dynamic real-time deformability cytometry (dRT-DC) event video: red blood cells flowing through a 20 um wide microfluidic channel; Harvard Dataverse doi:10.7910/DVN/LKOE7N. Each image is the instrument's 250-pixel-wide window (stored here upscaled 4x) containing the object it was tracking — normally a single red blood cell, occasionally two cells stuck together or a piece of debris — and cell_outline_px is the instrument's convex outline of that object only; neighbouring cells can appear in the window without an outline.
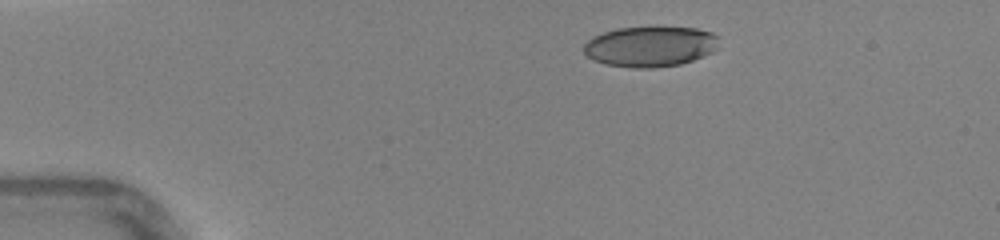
{"species": "human", "species_latin": "Homo sapiens", "temperature_condition": "warm", "stored_images_in_passage": 38, "camera_frame_rate_fps": 3000, "um_per_image_px": 0.085, "donor": {"sex": "female"}, "frame": {"image": 1, "passage_image": 1, "time_ms": 0.0, "image_size_px": [1000, 240], "cell_outline_px": [[720, 48], [712, 52], [692, 60], [680, 64], [652, 68], [632, 68], [604, 64], [592, 60], [584, 52], [584, 44], [592, 36], [604, 32], [620, 28], [696, 28], [712, 32], [720, 36]], "centroid_in_image_um": [55.3, 3.96], "position_along_channel_um": 29.7, "area_um2": 31.96}}
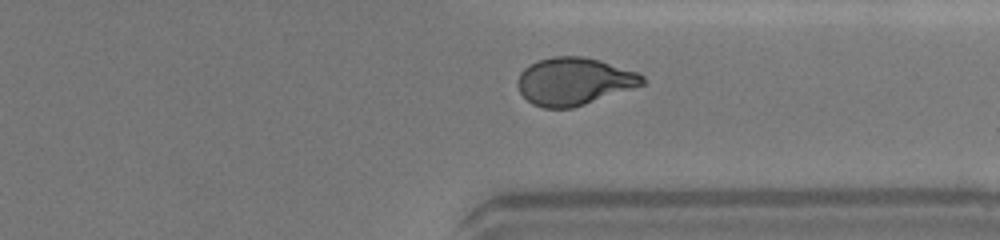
{"frame": {"image": 2, "passage_image": 28, "time_ms": 9.0, "image_size_px": [1000, 240], "cell_outline_px": [[648, 80], [644, 84], [572, 108], [544, 108], [532, 104], [520, 92], [516, 84], [520, 72], [528, 64], [552, 56], [580, 56], [600, 60], [640, 72]], "centroid_in_image_um": [48.8, 6.9], "position_along_channel_um": 362.6, "area_um2": 34.62}}
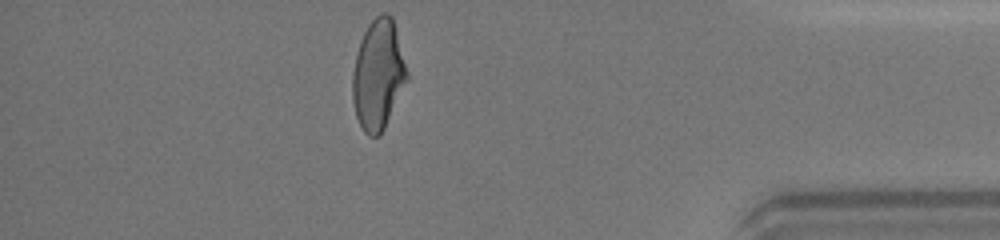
{"frame": {"image": 3, "passage_image": 33, "time_ms": 10.667, "image_size_px": [1000, 240], "cell_outline_px": [[408, 80], [380, 136], [368, 136], [364, 132], [356, 116], [352, 100], [352, 72], [360, 40], [368, 24], [380, 12], [384, 12], [392, 16], [408, 72]], "centroid_in_image_um": [32.14, 6.35], "position_along_channel_um": 403.1, "area_um2": 34.91}, "authors_computed_cell_mechanics": {"area_um2": 34.5644, "velocity_mm_per_s": 4.4251, "shape_relaxation_time_tau1_ms": 7.3074, "shape_relaxation_time_tau2_ms": 1.0311, "deformation_change_tau1": 0.2282, "deformation_change_tau2": 0.0722}}